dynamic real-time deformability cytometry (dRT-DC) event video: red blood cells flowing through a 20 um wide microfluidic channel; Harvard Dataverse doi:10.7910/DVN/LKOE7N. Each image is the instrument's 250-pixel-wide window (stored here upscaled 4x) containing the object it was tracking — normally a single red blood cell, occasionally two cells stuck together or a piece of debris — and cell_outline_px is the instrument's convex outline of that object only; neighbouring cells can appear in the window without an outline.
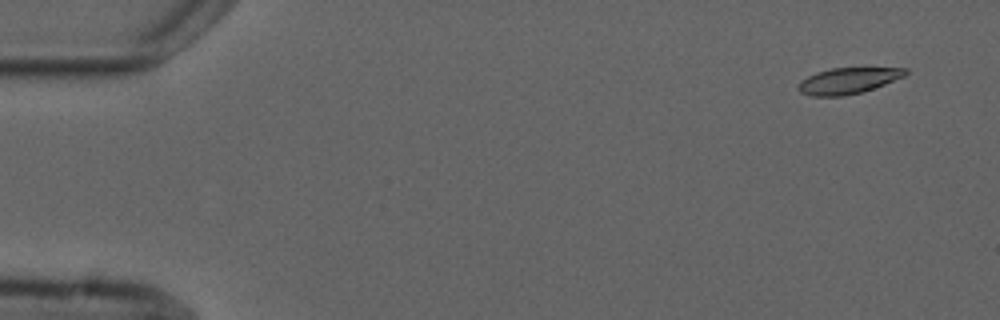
{"species": "common noctule bat (a hibernating species)", "species_latin": "Nyctalus noctula", "temperature_condition": "cold", "stored_images_in_passage": 5, "camera_frame_rate_fps": 3000, "um_per_image_px": 0.085, "animal": {"sex": "male", "forearm_length_mm": 52.5}, "frame": {"image": 1, "passage_image": 1, "time_ms": 0.0, "image_size_px": [1000, 320], "cell_outline_px": [[908, 72], [904, 76], [884, 84], [860, 92], [844, 96], [812, 96], [800, 92], [796, 88], [800, 80], [816, 72], [832, 68], [908, 68]], "centroid_in_image_um": [72.04, 6.86], "position_along_channel_um": 13.0, "area_um2": 16.13}}
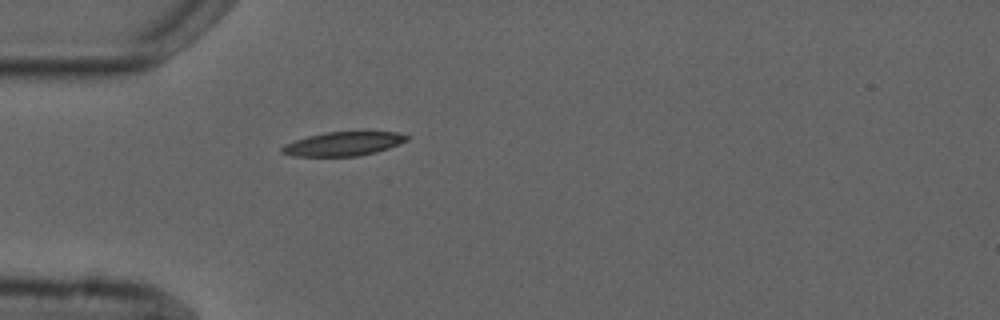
{"frame": {"image": 2, "passage_image": 5, "time_ms": 4.333, "image_size_px": [1000, 320], "cell_outline_px": [[412, 136], [408, 140], [388, 148], [376, 152], [356, 156], [292, 156], [280, 152], [280, 148], [284, 144], [308, 136], [324, 132], [396, 132]], "centroid_in_image_um": [29.17, 12.22], "position_along_channel_um": 55.8, "area_um2": 17.4}}